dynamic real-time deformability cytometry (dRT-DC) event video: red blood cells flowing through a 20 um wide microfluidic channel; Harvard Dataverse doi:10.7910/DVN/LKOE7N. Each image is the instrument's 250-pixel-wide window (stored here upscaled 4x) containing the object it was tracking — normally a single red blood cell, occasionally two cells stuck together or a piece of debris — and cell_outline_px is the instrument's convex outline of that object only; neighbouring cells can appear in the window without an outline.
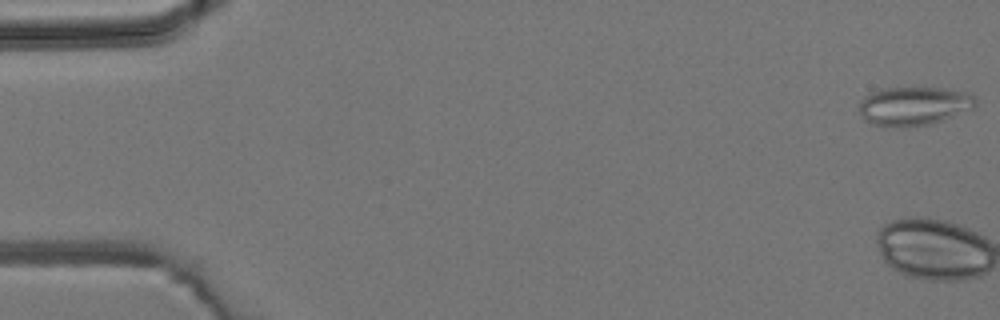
{"species": "common noctule bat (a hibernating species)", "species_latin": "Nyctalus noctula", "temperature_condition": "room temperature", "stored_images_in_passage": 5, "camera_frame_rate_fps": 3000, "um_per_image_px": 0.085, "animal": {"sex": "male", "body_mass_g": 19.2, "forearm_length_mm": 51.8}, "frame": {"image": 1, "passage_image": 1, "time_ms": 0.0, "image_size_px": [1000, 320], "cell_outline_px": [[976, 104], [972, 108], [952, 116], [928, 124], [908, 128], [884, 128], [872, 124], [864, 120], [860, 112], [860, 100], [868, 92], [880, 88], [944, 88], [972, 92], [976, 96]], "centroid_in_image_um": [77.64, 9.01], "position_along_channel_um": 7.4, "area_um2": 26.82}}